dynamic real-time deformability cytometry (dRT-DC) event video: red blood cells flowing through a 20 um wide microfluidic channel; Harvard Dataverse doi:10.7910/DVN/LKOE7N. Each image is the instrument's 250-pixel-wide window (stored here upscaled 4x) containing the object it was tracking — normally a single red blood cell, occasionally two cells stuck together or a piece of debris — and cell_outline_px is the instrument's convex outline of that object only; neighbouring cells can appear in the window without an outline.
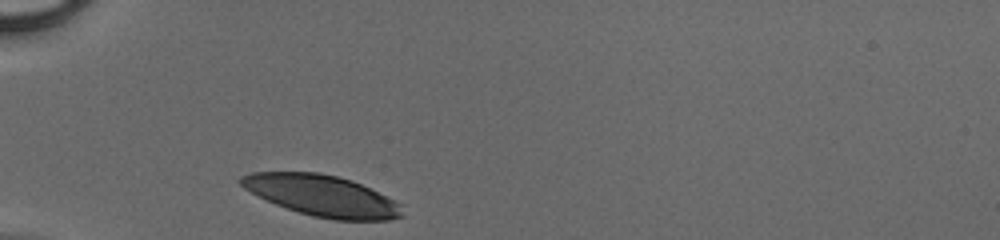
{"species": "human", "species_latin": "Homo sapiens", "temperature_condition": "cold", "stored_images_in_passage": 26, "camera_frame_rate_fps": 3000, "um_per_image_px": 0.085, "donor": {"sex": "male"}, "frame": {"image": 1, "passage_image": 1, "time_ms": 0.0, "image_size_px": [1000, 240], "cell_outline_px": [[404, 216], [388, 220], [336, 220], [312, 216], [276, 204], [244, 188], [236, 180], [240, 176], [252, 172], [320, 172], [352, 180], [400, 204]], "centroid_in_image_um": [27.34, 16.62], "position_along_channel_um": 57.7, "area_um2": 38.15}}
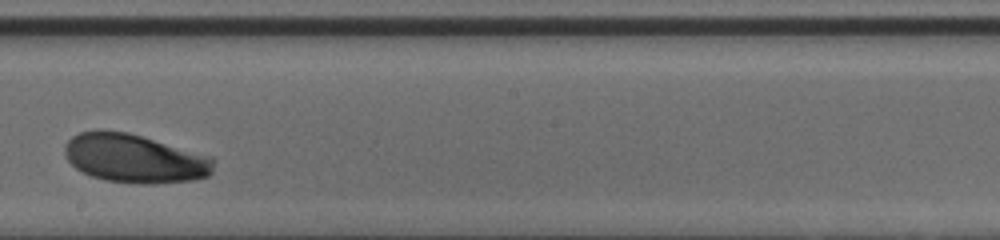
{"frame": {"image": 2, "passage_image": 15, "time_ms": 4.667, "image_size_px": [1000, 240], "cell_outline_px": [[216, 160], [212, 172], [208, 176], [196, 180], [152, 184], [140, 184], [104, 180], [92, 176], [76, 168], [68, 160], [64, 152], [64, 144], [72, 136], [80, 132], [100, 128], [128, 132], [216, 156]], "centroid_in_image_um": [11.49, 13.45], "position_along_channel_um": 236.7, "area_um2": 43.23}}
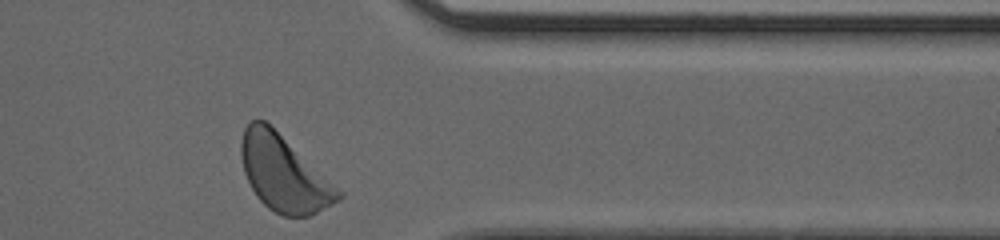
{"frame": {"image": 3, "passage_image": 26, "time_ms": 8.333, "image_size_px": [1000, 240], "cell_outline_px": [[344, 196], [340, 200], [308, 216], [284, 216], [268, 208], [256, 196], [244, 172], [240, 156], [240, 144], [244, 128], [252, 120], [264, 120], [344, 192]], "centroid_in_image_um": [24.12, 14.76], "position_along_channel_um": 387.3, "area_um2": 42.31}}